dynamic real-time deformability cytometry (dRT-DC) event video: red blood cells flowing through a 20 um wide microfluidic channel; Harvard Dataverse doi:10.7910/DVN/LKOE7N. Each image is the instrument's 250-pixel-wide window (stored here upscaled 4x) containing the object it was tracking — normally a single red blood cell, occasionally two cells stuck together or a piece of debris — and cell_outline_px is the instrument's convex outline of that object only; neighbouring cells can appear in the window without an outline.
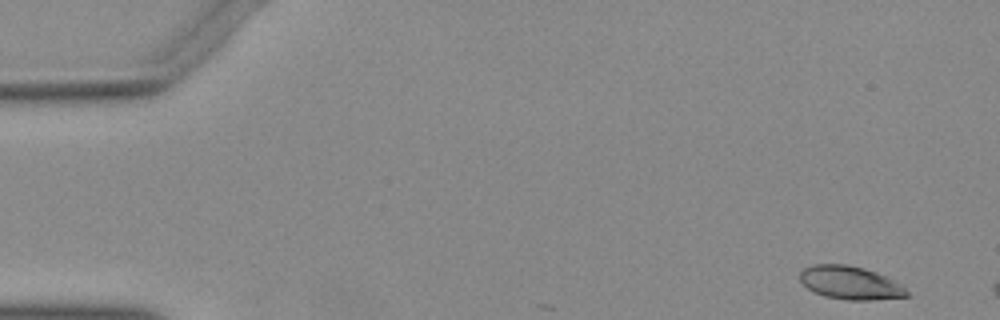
{"species": "Egyptian fruit bat (a non-hibernating species)", "species_latin": "Rousettus aegyptiacus", "temperature_condition": "warm", "stored_images_in_passage": 5, "camera_frame_rate_fps": 3000, "um_per_image_px": 0.085, "animal": {"sex": "female"}, "frame": {"image": 1, "passage_image": 1, "time_ms": 0.0, "image_size_px": [1000, 320], "cell_outline_px": [[908, 296], [868, 300], [848, 300], [824, 296], [812, 292], [800, 280], [800, 272], [804, 268], [812, 264], [848, 264], [864, 268], [876, 272], [892, 280], [904, 288], [908, 292]], "centroid_in_image_um": [72.21, 24.03], "position_along_channel_um": 12.8, "area_um2": 20.52}}